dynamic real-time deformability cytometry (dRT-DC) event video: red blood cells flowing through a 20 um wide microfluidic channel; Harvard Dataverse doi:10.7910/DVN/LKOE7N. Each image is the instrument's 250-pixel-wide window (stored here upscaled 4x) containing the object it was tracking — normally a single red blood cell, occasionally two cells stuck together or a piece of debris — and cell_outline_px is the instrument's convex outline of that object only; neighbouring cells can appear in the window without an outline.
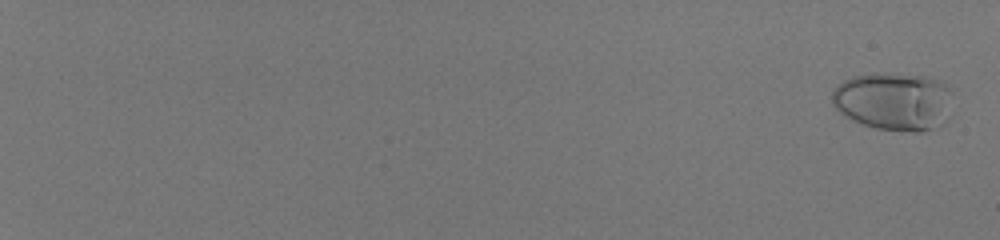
{"species": "human", "species_latin": "Homo sapiens", "temperature_condition": "room temperature", "stored_images_in_passage": 57, "camera_frame_rate_fps": 3000, "um_per_image_px": 0.085, "donor": {"sex": "male"}, "frame": {"image": 1, "passage_image": 2, "time_ms": 0.333, "image_size_px": [1000, 240], "cell_outline_px": [[952, 92], [940, 124], [920, 132], [912, 132], [876, 128], [852, 120], [840, 112], [832, 104], [832, 92], [844, 80], [852, 76], [876, 72], [924, 76], [936, 80], [944, 84]], "centroid_in_image_um": [75.88, 8.59], "position_along_channel_um": 9.1, "area_um2": 40.06}}
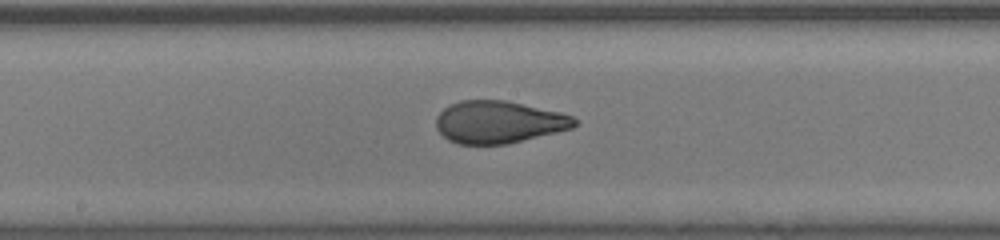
{"frame": {"image": 2, "passage_image": 37, "time_ms": 12.0, "image_size_px": [1000, 240], "cell_outline_px": [[576, 124], [572, 128], [508, 144], [460, 144], [448, 140], [436, 128], [436, 116], [448, 104], [460, 100], [504, 100], [560, 112], [572, 116], [576, 120]], "centroid_in_image_um": [42.35, 10.37], "position_along_channel_um": 205.8, "area_um2": 34.04}}
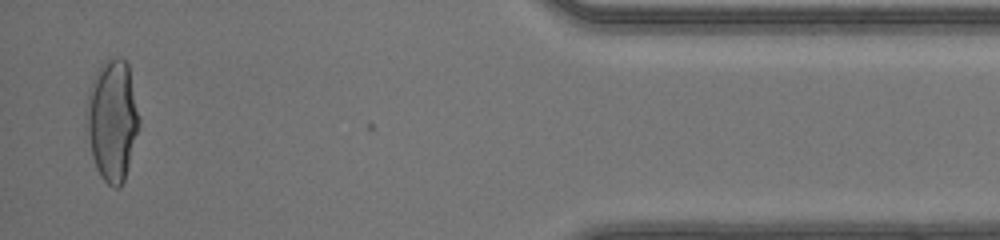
{"frame": {"image": 3, "passage_image": 56, "time_ms": 18.333, "image_size_px": [1000, 240], "cell_outline_px": [[140, 124], [124, 180], [120, 188], [112, 188], [100, 176], [96, 168], [92, 156], [84, 120], [84, 104], [92, 80], [96, 72], [108, 56], [120, 56], [128, 64], [140, 120]], "centroid_in_image_um": [9.51, 10.19], "position_along_channel_um": 425.7, "area_um2": 37.8}, "authors_computed_cell_mechanics": {"area_um2": 34.5644, "velocity_mm_per_s": 4.1723, "shape_relaxation_time_tau1_ms": 7.4719, "shape_relaxation_time_tau2_ms": null, "deformation_change_tau1": 0.29, "deformation_change_tau2": null}}